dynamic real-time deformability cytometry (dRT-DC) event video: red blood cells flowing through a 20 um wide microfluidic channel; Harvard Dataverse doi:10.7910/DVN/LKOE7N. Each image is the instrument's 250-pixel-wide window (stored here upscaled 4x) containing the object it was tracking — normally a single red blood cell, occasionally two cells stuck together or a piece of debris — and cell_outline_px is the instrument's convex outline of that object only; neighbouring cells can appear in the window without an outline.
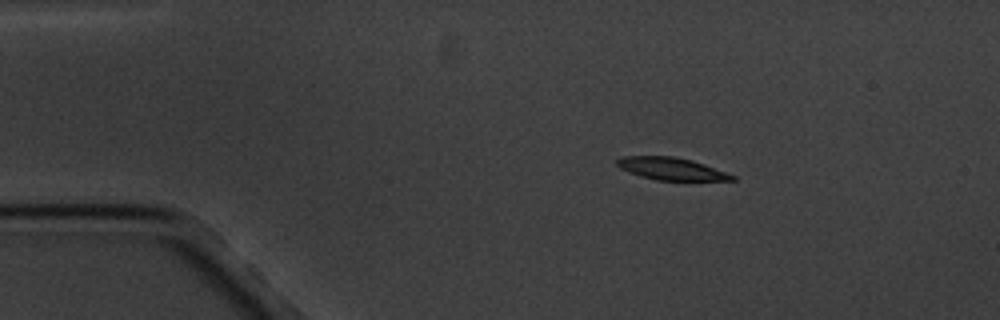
{"species": "common noctule bat (a hibernating species)", "species_latin": "Nyctalus noctula", "temperature_condition": "cold", "stored_images_in_passage": 4, "camera_frame_rate_fps": 3000, "um_per_image_px": 0.085, "animal": {"sex": "male", "body_mass_g": 20.1, "forearm_length_mm": 53.5}, "frame": {"image": 1, "passage_image": 2, "time_ms": 1.333, "image_size_px": [1000, 320], "cell_outline_px": [[736, 180], [656, 180], [640, 176], [628, 172], [620, 168], [616, 164], [616, 160], [624, 156], [672, 156], [692, 160], [704, 164], [736, 176]], "centroid_in_image_um": [57.03, 14.34], "position_along_channel_um": 28.0, "area_um2": 14.91}}
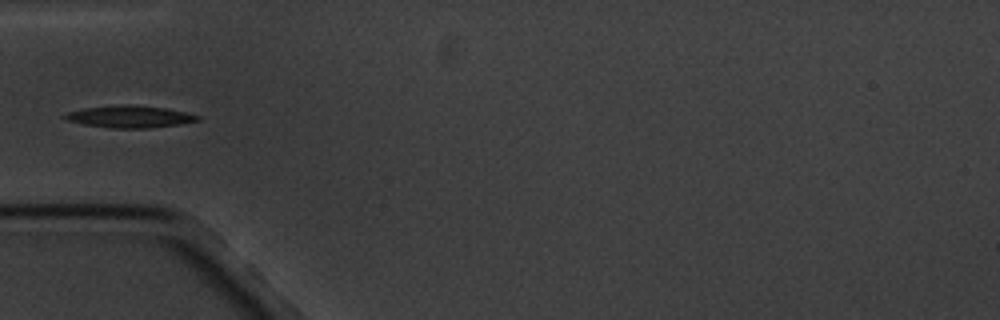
{"frame": {"image": 2, "passage_image": 4, "time_ms": 4.333, "image_size_px": [1000, 320], "cell_outline_px": [[200, 120], [180, 124], [148, 128], [108, 128], [84, 124], [68, 120], [64, 116], [68, 112], [84, 108], [120, 104], [132, 104], [164, 108], [184, 112], [200, 116]], "centroid_in_image_um": [11.04, 9.91], "position_along_channel_um": 74.0, "area_um2": 16.94}}